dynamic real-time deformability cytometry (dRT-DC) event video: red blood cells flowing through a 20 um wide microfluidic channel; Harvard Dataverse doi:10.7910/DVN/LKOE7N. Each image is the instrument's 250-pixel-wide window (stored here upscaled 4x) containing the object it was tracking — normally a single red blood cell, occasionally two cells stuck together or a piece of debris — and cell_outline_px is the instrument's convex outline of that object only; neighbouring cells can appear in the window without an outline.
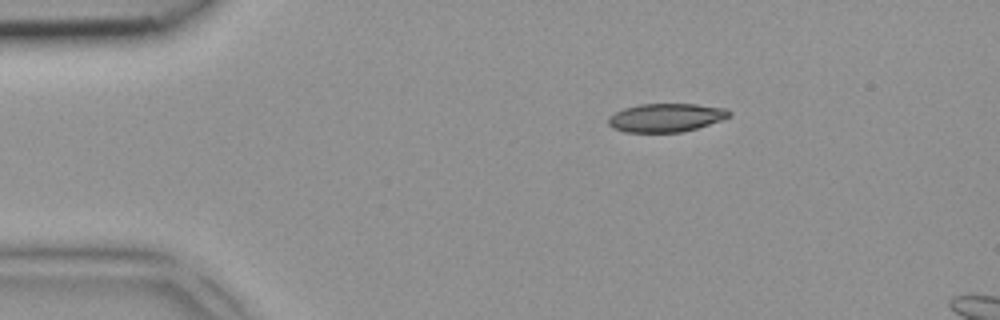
{"species": "common noctule bat (a hibernating species)", "species_latin": "Nyctalus noctula", "temperature_condition": "room temperature", "stored_images_in_passage": 3, "camera_frame_rate_fps": 3000, "um_per_image_px": 0.085, "animal": {"sex": "female", "body_mass_g": 18.4}, "frame": {"image": 1, "passage_image": 3, "time_ms": 0.667, "image_size_px": [1000, 320], "cell_outline_px": [[732, 116], [696, 128], [680, 132], [624, 132], [612, 128], [608, 124], [608, 116], [624, 108], [640, 104], [696, 104], [728, 108], [732, 112]], "centroid_in_image_um": [56.61, 9.99], "position_along_channel_um": 28.4, "area_um2": 20.11}}